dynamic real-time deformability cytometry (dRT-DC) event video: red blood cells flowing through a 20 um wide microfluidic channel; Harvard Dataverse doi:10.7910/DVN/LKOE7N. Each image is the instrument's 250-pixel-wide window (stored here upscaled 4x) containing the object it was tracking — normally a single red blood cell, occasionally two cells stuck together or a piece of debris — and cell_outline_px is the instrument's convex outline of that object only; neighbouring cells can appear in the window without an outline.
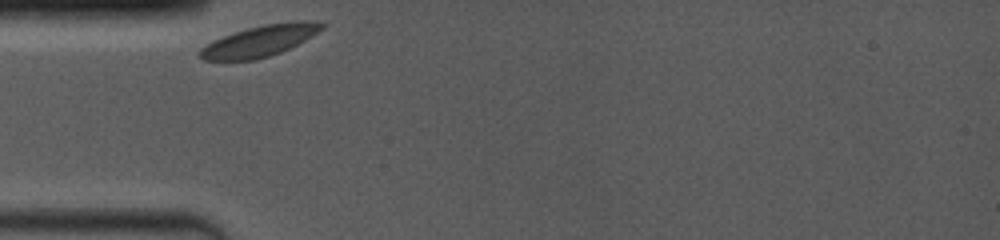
{"species": "common noctule bat (a hibernating species)", "species_latin": "Nyctalus noctula", "temperature_condition": "room temperature", "stored_images_in_passage": 9, "camera_frame_rate_fps": 4000, "um_per_image_px": 0.085, "animal": {"sex": "female", "body_mass_g": 19.0, "forearm_length_mm": 53.3}, "frame": {"image": 1, "passage_image": 1, "time_ms": 0.0, "image_size_px": [1000, 240], "cell_outline_px": [[324, 28], [304, 40], [280, 52], [256, 60], [204, 60], [196, 52], [200, 48], [224, 36], [248, 28], [264, 24], [296, 20], [312, 20], [324, 24]], "centroid_in_image_um": [22.09, 3.47], "position_along_channel_um": 62.9, "area_um2": 21.79}}
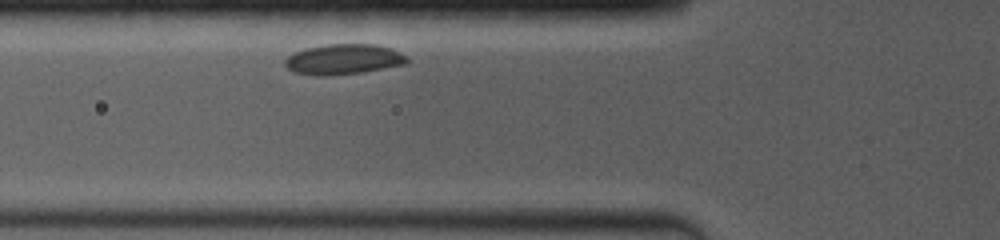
{"frame": {"image": 2, "passage_image": 7, "time_ms": 1.0, "image_size_px": [1000, 240], "cell_outline_px": [[408, 64], [360, 72], [324, 76], [316, 76], [292, 72], [284, 64], [284, 60], [288, 56], [304, 48], [328, 44], [376, 44], [400, 52], [408, 60]], "centroid_in_image_um": [29.16, 5.04], "position_along_channel_um": 96.6, "area_um2": 21.5}}